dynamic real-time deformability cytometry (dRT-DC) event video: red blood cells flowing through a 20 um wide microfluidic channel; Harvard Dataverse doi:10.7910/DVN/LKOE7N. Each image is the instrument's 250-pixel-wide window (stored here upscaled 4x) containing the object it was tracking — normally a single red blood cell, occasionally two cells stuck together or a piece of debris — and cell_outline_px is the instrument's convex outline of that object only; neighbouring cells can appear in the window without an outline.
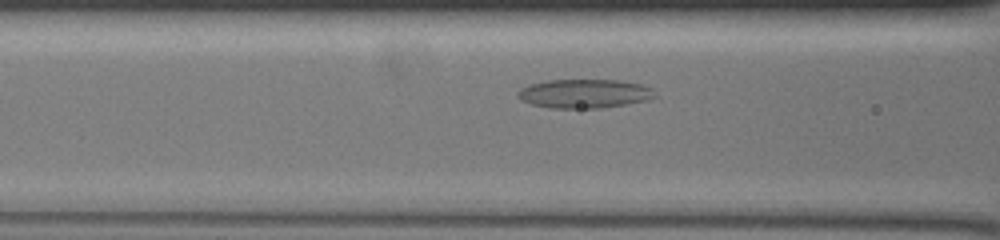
{"species": "common noctule bat (a hibernating species)", "species_latin": "Nyctalus noctula", "temperature_condition": "warm", "stored_images_in_passage": 21, "camera_frame_rate_fps": 3000, "um_per_image_px": 0.085, "animal": {"sex": "female", "body_mass_g": 19.5, "forearm_length_mm": 54.1}, "frame": {"image": 1, "passage_image": 5, "time_ms": 1.333, "image_size_px": [1000, 240], "cell_outline_px": [[656, 96], [644, 100], [624, 104], [600, 108], [548, 108], [532, 104], [520, 100], [516, 96], [516, 92], [520, 88], [528, 84], [544, 80], [620, 80], [640, 84], [652, 88]], "centroid_in_image_um": [49.58, 7.95], "position_along_channel_um": 117.0, "area_um2": 23.18}}
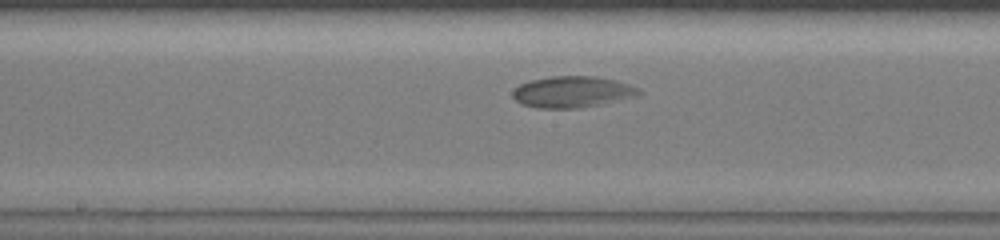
{"frame": {"image": 2, "passage_image": 12, "time_ms": 3.667, "image_size_px": [1000, 240], "cell_outline_px": [[644, 92], [640, 96], [600, 104], [576, 108], [536, 108], [520, 104], [512, 96], [512, 92], [520, 84], [528, 80], [548, 76], [596, 76], [616, 80], [640, 88]], "centroid_in_image_um": [48.67, 7.8], "position_along_channel_um": 199.5, "area_um2": 23.35}}
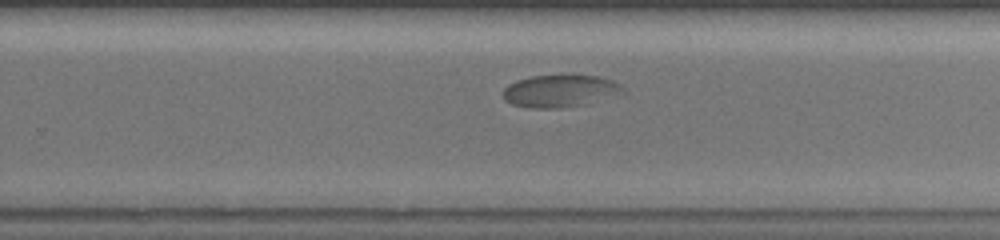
{"frame": {"image": 3, "passage_image": 19, "time_ms": 6.0, "image_size_px": [1000, 240], "cell_outline_px": [[624, 92], [584, 104], [560, 108], [532, 108], [512, 104], [504, 100], [504, 88], [508, 84], [516, 80], [532, 76], [560, 72], [592, 72], [612, 80], [620, 84], [624, 88]], "centroid_in_image_um": [47.64, 7.64], "position_along_channel_um": 282.2, "area_um2": 23.7}}